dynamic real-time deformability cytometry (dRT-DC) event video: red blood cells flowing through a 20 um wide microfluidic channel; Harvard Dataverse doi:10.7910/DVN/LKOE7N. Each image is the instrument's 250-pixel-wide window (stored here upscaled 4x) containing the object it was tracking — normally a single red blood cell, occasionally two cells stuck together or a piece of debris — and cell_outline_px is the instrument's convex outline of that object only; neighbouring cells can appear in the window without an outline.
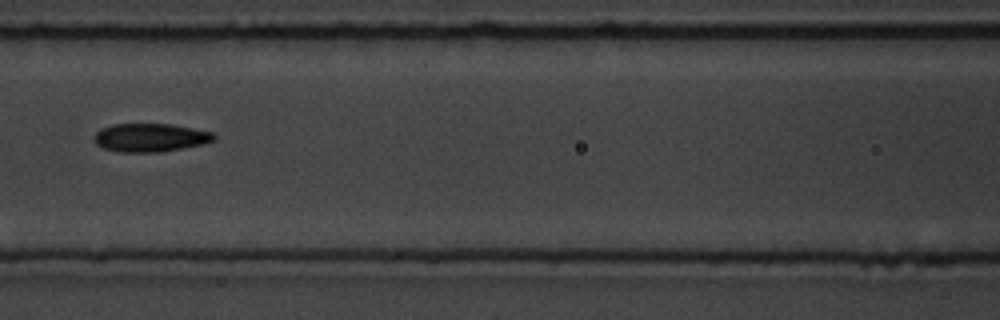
{"species": "common noctule bat (a hibernating species)", "species_latin": "Nyctalus noctula", "temperature_condition": "room temperature", "stored_images_in_passage": 11, "camera_frame_rate_fps": 3000, "um_per_image_px": 0.085, "animal": {"sex": "male", "body_mass_g": 19.5, "forearm_length_mm": 54.6}, "frame": {"image": 1, "passage_image": 7, "time_ms": 7.667, "image_size_px": [1000, 320], "cell_outline_px": [[216, 140], [204, 144], [160, 152], [120, 152], [104, 148], [96, 144], [96, 132], [100, 128], [112, 124], [172, 124], [212, 132], [216, 136]], "centroid_in_image_um": [12.8, 11.69], "position_along_channel_um": 153.8, "area_um2": 19.77}}
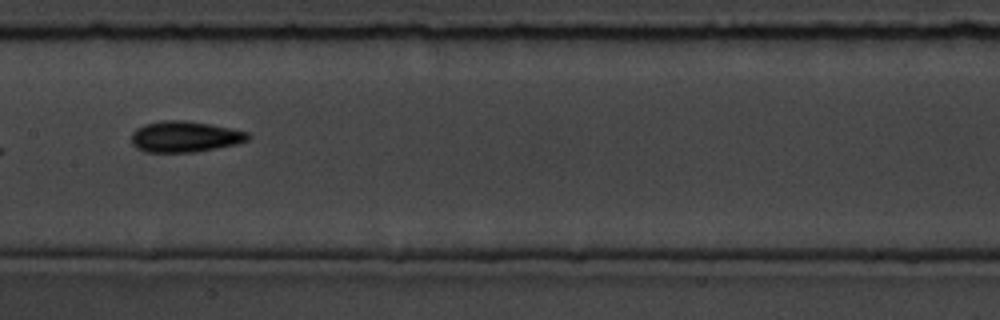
{"frame": {"image": 2, "passage_image": 8, "time_ms": 8.667, "image_size_px": [1000, 320], "cell_outline_px": [[252, 136], [248, 140], [236, 144], [196, 152], [144, 152], [136, 148], [132, 144], [132, 132], [136, 128], [144, 124], [160, 120], [184, 120], [232, 128], [248, 132]], "centroid_in_image_um": [15.7, 11.61], "position_along_channel_um": 191.7, "area_um2": 21.21}}
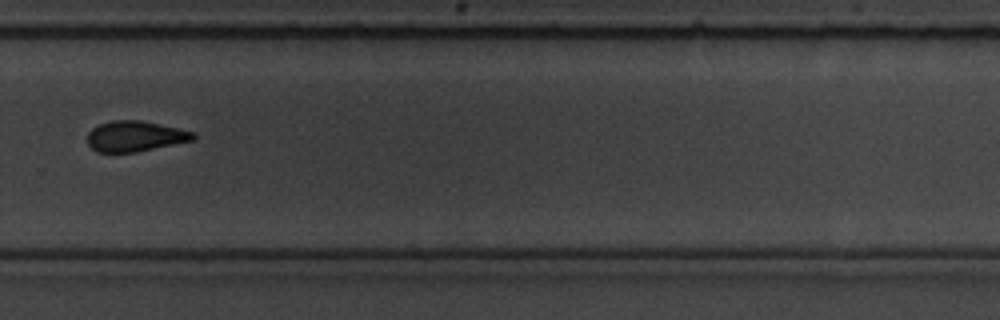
{"frame": {"image": 3, "passage_image": 11, "time_ms": 12.0, "image_size_px": [1000, 320], "cell_outline_px": [[196, 140], [136, 152], [96, 152], [88, 144], [88, 132], [92, 128], [100, 124], [112, 120], [140, 120], [196, 132]], "centroid_in_image_um": [11.51, 11.58], "position_along_channel_um": 318.3, "area_um2": 18.9}}